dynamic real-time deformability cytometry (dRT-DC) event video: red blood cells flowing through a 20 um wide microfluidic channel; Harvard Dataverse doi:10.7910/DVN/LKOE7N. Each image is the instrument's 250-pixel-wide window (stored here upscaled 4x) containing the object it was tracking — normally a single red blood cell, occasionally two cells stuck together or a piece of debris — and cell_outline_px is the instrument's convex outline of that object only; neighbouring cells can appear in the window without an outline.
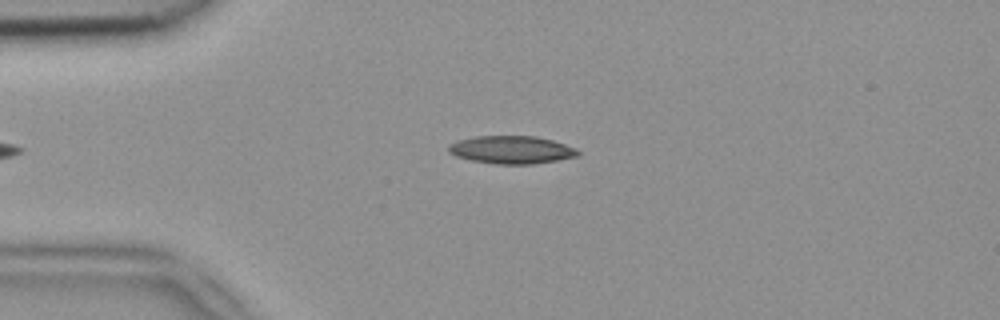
{"species": "common noctule bat (a hibernating species)", "species_latin": "Nyctalus noctula", "temperature_condition": "room temperature", "stored_images_in_passage": 37, "camera_frame_rate_fps": 3000, "um_per_image_px": 0.085, "animal": {"sex": "female", "body_mass_g": 18.4}, "frame": {"image": 1, "passage_image": 4, "time_ms": 1.0, "image_size_px": [1000, 320], "cell_outline_px": [[580, 152], [576, 156], [556, 160], [532, 164], [496, 164], [472, 160], [456, 156], [448, 152], [448, 144], [456, 140], [476, 136], [536, 136], [552, 140], [576, 148]], "centroid_in_image_um": [43.44, 12.72], "position_along_channel_um": 41.6, "area_um2": 20.92}}
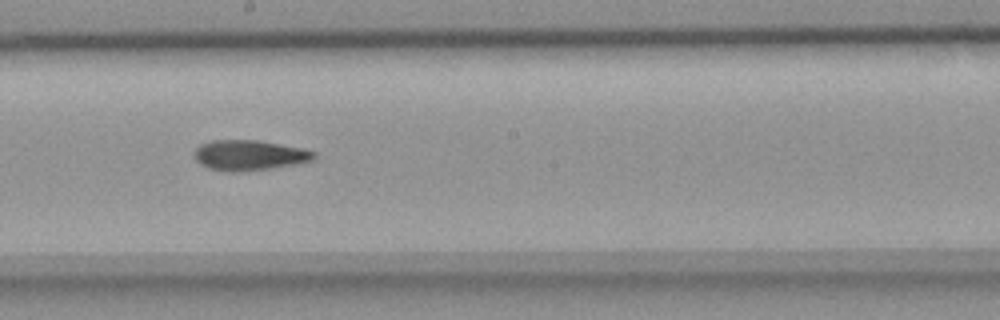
{"frame": {"image": 2, "passage_image": 20, "time_ms": 6.333, "image_size_px": [1000, 320], "cell_outline_px": [[316, 156], [312, 160], [296, 164], [272, 168], [240, 172], [228, 172], [208, 168], [200, 164], [192, 156], [196, 148], [200, 144], [212, 140], [256, 140], [304, 148], [316, 152]], "centroid_in_image_um": [21.17, 13.2], "position_along_channel_um": 227.0, "area_um2": 21.33}}
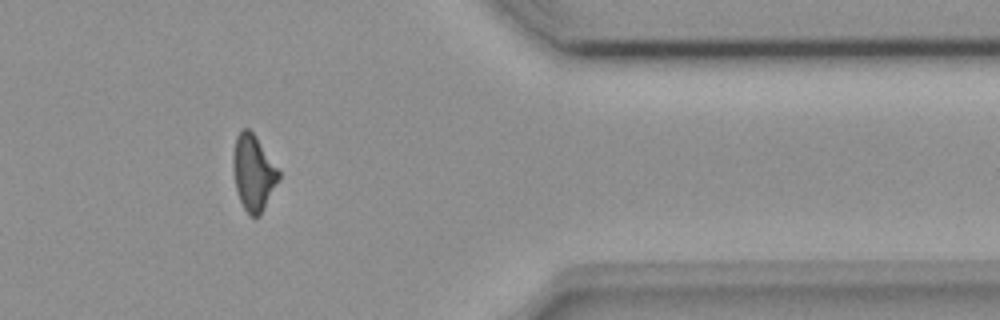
{"frame": {"image": 3, "passage_image": 34, "time_ms": 11.0, "image_size_px": [1000, 320], "cell_outline_px": [[280, 176], [260, 216], [248, 216], [240, 200], [236, 188], [232, 168], [232, 156], [236, 136], [240, 128], [248, 128], [256, 136], [280, 172]], "centroid_in_image_um": [21.5, 14.65], "position_along_channel_um": 389.9, "area_um2": 20.06}, "authors_computed_cell_mechanics": {"area_um2": 21.0392, "velocity_mm_per_s": 3.9342, "shape_relaxation_time_tau1_ms": 11.3116, "shape_relaxation_time_tau2_ms": 4.8294, "deformation_change_tau1": 0.2318, "deformation_change_tau2": 0.1389}}